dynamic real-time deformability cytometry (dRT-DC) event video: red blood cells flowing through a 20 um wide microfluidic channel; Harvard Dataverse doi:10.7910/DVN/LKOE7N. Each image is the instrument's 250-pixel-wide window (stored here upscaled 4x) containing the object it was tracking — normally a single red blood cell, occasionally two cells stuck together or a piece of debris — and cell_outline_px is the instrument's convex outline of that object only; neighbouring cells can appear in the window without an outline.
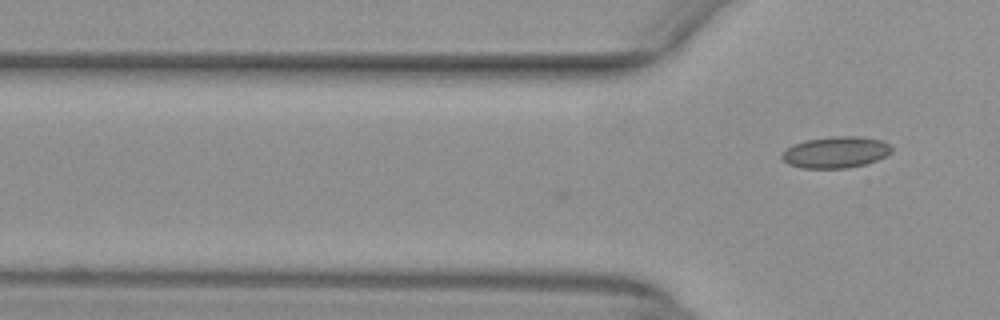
{"species": "common noctule bat (a hibernating species)", "species_latin": "Nyctalus noctula", "temperature_condition": "warm", "stored_images_in_passage": 3, "camera_frame_rate_fps": 3000, "um_per_image_px": 0.085, "animal": {"sex": "female", "body_mass_g": 29.2, "forearm_length_mm": 56.3}, "frame": {"image": 1, "passage_image": 3, "time_ms": 0.667, "image_size_px": [1000, 320], "cell_outline_px": [[892, 152], [876, 160], [864, 164], [848, 168], [800, 168], [788, 164], [780, 156], [788, 148], [804, 140], [832, 136], [864, 136], [880, 140], [888, 144], [892, 148]], "centroid_in_image_um": [71.04, 12.93], "position_along_channel_um": 54.8, "area_um2": 20.0}}